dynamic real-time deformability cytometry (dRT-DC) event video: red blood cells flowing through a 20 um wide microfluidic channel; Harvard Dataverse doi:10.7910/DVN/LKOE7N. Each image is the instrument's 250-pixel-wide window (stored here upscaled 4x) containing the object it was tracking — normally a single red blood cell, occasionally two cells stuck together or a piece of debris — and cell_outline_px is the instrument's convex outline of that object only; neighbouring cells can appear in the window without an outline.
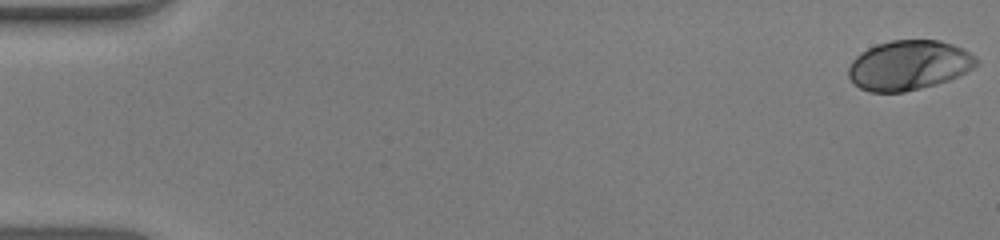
{"species": "human", "species_latin": "Homo sapiens", "temperature_condition": "warm", "stored_images_in_passage": 53, "camera_frame_rate_fps": 3000, "um_per_image_px": 0.085, "donor": {"sex": "male"}, "frame": {"image": 1, "passage_image": 1, "time_ms": 0.0, "image_size_px": [1000, 240], "cell_outline_px": [[980, 60], [972, 68], [948, 80], [936, 84], [904, 92], [872, 92], [860, 88], [848, 76], [848, 68], [852, 60], [860, 52], [876, 44], [892, 40], [940, 40], [964, 48], [976, 56]], "centroid_in_image_um": [77.25, 5.53], "position_along_channel_um": 7.8, "area_um2": 36.99}}
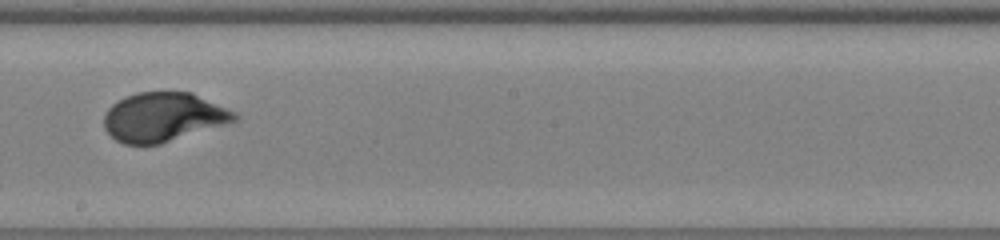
{"frame": {"image": 2, "passage_image": 31, "time_ms": 10.0, "image_size_px": [1000, 240], "cell_outline_px": [[240, 116], [236, 120], [160, 144], [124, 144], [116, 140], [104, 128], [104, 116], [108, 108], [112, 104], [136, 92], [192, 92], [236, 112]], "centroid_in_image_um": [13.87, 9.94], "position_along_channel_um": 234.3, "area_um2": 36.93}}
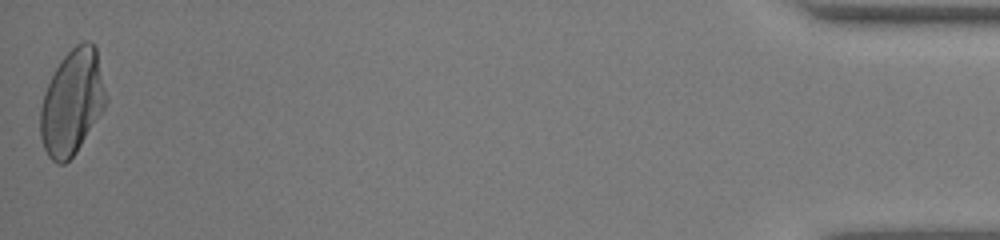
{"frame": {"image": 3, "passage_image": 53, "time_ms": 17.333, "image_size_px": [1000, 240], "cell_outline_px": [[108, 100], [104, 108], [76, 152], [64, 164], [56, 164], [48, 156], [44, 148], [40, 136], [40, 108], [44, 92], [60, 60], [76, 44], [84, 40], [88, 40], [96, 48]], "centroid_in_image_um": [6.12, 8.69], "position_along_channel_um": 429.1, "area_um2": 40.0}, "authors_computed_cell_mechanics": {"area_um2": 37.2232, "velocity_mm_per_s": 3.9311, "shape_relaxation_time_tau1_ms": 3.531, "shape_relaxation_time_tau2_ms": null, "deformation_change_tau1": 0.1923, "deformation_change_tau2": null}}